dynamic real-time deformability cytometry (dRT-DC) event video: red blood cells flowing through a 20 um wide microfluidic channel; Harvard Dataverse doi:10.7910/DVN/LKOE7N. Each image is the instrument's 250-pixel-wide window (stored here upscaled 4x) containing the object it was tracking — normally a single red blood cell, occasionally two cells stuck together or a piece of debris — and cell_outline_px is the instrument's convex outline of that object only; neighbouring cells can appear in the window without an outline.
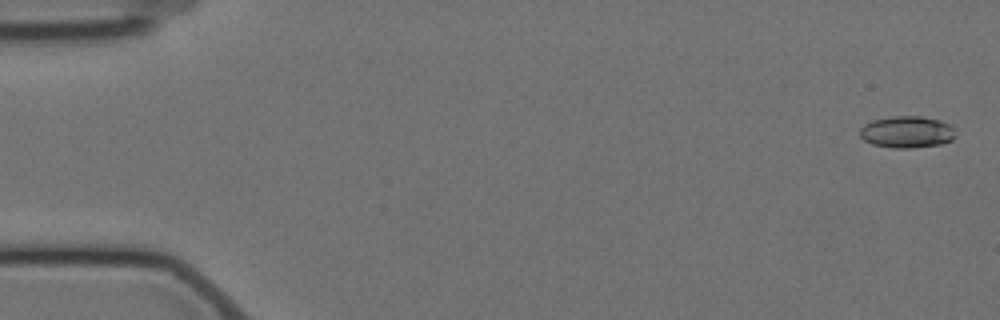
{"species": "Egyptian fruit bat (a non-hibernating species)", "species_latin": "Rousettus aegyptiacus", "temperature_condition": "cold", "stored_images_in_passage": 6, "segment_of_instrument_passage": [1, 2], "camera_frame_rate_fps": 3000, "um_per_image_px": 0.085, "animal": {"sex": "female"}, "frame": {"image": 1, "passage_image": 1, "time_ms": 0.0, "image_size_px": [1000, 320], "cell_outline_px": [[956, 136], [952, 140], [940, 144], [912, 148], [892, 148], [872, 144], [864, 140], [860, 136], [860, 128], [864, 124], [872, 120], [892, 116], [920, 116], [940, 120], [948, 124], [952, 128]], "centroid_in_image_um": [77.06, 11.22], "position_along_channel_um": 7.9, "area_um2": 17.74}}
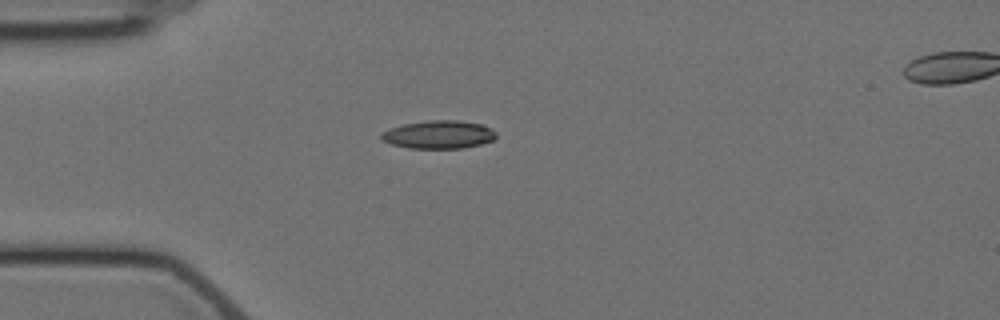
{"frame": {"image": 2, "passage_image": 5, "time_ms": 4.667, "image_size_px": [1000, 320], "cell_outline_px": [[496, 136], [492, 140], [480, 144], [464, 148], [408, 148], [392, 144], [380, 140], [380, 132], [388, 128], [404, 124], [428, 120], [460, 120], [484, 124], [492, 128], [496, 132]], "centroid_in_image_um": [37.27, 11.43], "position_along_channel_um": 47.7, "area_um2": 19.07}}